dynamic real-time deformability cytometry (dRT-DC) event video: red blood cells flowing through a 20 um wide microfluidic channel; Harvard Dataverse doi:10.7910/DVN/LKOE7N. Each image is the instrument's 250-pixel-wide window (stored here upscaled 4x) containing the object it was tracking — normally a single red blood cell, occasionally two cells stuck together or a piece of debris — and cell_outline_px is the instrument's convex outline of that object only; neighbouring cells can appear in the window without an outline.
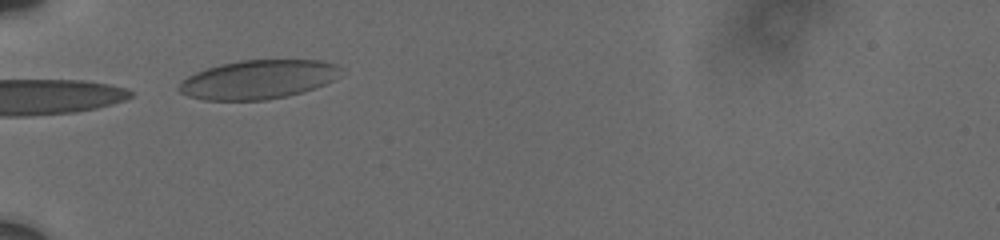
{"species": "human", "species_latin": "Homo sapiens", "temperature_condition": "cold", "stored_images_in_passage": 4, "camera_frame_rate_fps": 3000, "um_per_image_px": 0.085, "donor": {"sex": "male"}, "frame": {"image": 1, "passage_image": 3, "time_ms": 2.0, "image_size_px": [1000, 240], "cell_outline_px": [[340, 68], [332, 80], [324, 84], [288, 96], [264, 100], [204, 100], [188, 96], [180, 92], [176, 88], [188, 76], [196, 72], [220, 64], [240, 60], [324, 60], [336, 64]], "centroid_in_image_um": [21.9, 6.75], "position_along_channel_um": 63.1, "area_um2": 36.3}}